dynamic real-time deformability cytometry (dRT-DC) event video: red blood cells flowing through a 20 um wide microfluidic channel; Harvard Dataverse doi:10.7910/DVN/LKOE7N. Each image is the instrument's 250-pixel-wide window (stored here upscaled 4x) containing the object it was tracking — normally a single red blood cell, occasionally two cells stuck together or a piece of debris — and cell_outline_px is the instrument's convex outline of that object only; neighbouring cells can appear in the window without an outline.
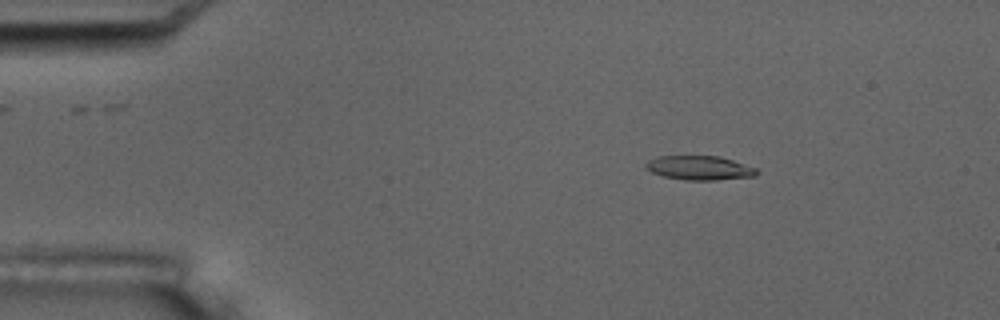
{"species": "common noctule bat (a hibernating species)", "species_latin": "Nyctalus noctula", "temperature_condition": "room temperature", "stored_images_in_passage": 7, "camera_frame_rate_fps": 3000, "um_per_image_px": 0.085, "animal": {"sex": "male", "body_mass_g": 17.5, "forearm_length_mm": 52.3}, "frame": {"image": 1, "passage_image": 2, "time_ms": 1.333, "image_size_px": [1000, 320], "cell_outline_px": [[760, 172], [756, 176], [716, 180], [684, 180], [664, 176], [652, 172], [644, 164], [648, 160], [660, 156], [720, 156], [756, 168]], "centroid_in_image_um": [59.49, 14.27], "position_along_channel_um": 25.5, "area_um2": 15.55}}